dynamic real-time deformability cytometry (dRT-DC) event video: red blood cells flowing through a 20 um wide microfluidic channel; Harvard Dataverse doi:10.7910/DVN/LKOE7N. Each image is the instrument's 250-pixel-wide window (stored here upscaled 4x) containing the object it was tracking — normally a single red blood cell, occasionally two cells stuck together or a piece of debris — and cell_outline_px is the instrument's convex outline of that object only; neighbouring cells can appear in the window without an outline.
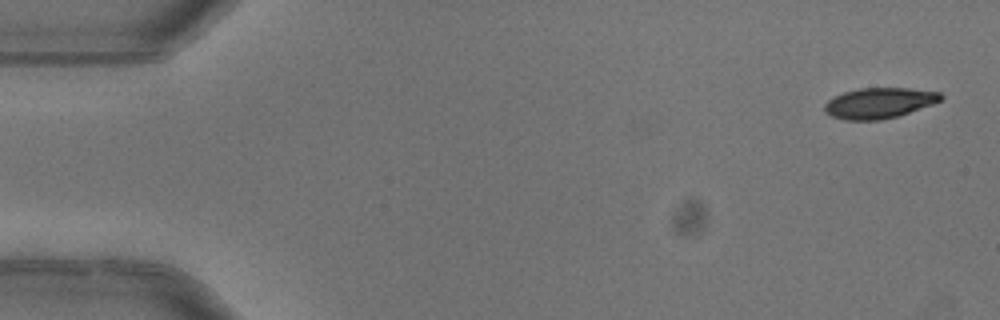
{"species": "common noctule bat (a hibernating species)", "species_latin": "Nyctalus noctula", "temperature_condition": "warm", "stored_images_in_passage": 4, "camera_frame_rate_fps": 3000, "um_per_image_px": 0.085, "animal": {"sex": "female"}, "frame": {"image": 1, "passage_image": 1, "time_ms": 0.0, "image_size_px": [1000, 320], "cell_outline_px": [[944, 96], [940, 100], [932, 104], [900, 116], [880, 120], [844, 120], [832, 116], [824, 112], [824, 104], [828, 100], [844, 92], [860, 88], [908, 88], [940, 92]], "centroid_in_image_um": [74.73, 8.76], "position_along_channel_um": 10.3, "area_um2": 20.75}}
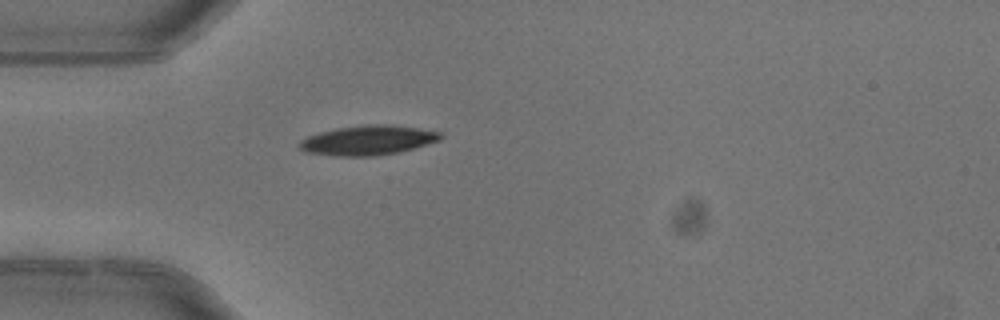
{"frame": {"image": 2, "passage_image": 4, "time_ms": 1.0, "image_size_px": [1000, 320], "cell_outline_px": [[444, 136], [440, 140], [400, 152], [376, 156], [332, 156], [304, 152], [296, 144], [300, 140], [308, 136], [320, 132], [336, 128], [364, 124], [392, 124], [440, 132]], "centroid_in_image_um": [31.24, 11.92], "position_along_channel_um": 53.8, "area_um2": 24.62}}